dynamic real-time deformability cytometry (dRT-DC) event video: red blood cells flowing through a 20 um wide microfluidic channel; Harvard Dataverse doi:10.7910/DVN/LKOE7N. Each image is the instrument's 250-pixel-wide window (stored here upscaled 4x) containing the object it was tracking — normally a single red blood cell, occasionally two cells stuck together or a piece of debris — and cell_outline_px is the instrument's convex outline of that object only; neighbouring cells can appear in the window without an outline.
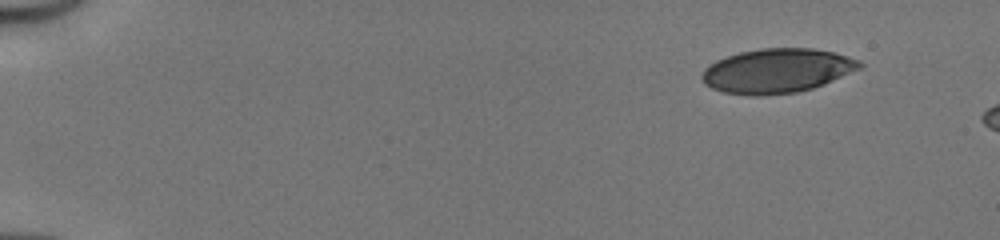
{"species": "human", "species_latin": "Homo sapiens", "temperature_condition": "cold", "stored_images_in_passage": 6, "camera_frame_rate_fps": 3000, "um_per_image_px": 0.085, "donor": {"sex": "male"}, "frame": {"image": 1, "passage_image": 1, "time_ms": 0.0, "image_size_px": [1000, 240], "cell_outline_px": [[864, 64], [860, 68], [824, 84], [812, 88], [796, 92], [760, 96], [752, 96], [724, 92], [712, 88], [704, 84], [700, 80], [700, 76], [704, 68], [708, 64], [716, 60], [740, 52], [760, 48], [812, 48], [832, 52], [848, 56], [860, 60]], "centroid_in_image_um": [66.01, 6.02], "position_along_channel_um": 19.0, "area_um2": 40.86}}